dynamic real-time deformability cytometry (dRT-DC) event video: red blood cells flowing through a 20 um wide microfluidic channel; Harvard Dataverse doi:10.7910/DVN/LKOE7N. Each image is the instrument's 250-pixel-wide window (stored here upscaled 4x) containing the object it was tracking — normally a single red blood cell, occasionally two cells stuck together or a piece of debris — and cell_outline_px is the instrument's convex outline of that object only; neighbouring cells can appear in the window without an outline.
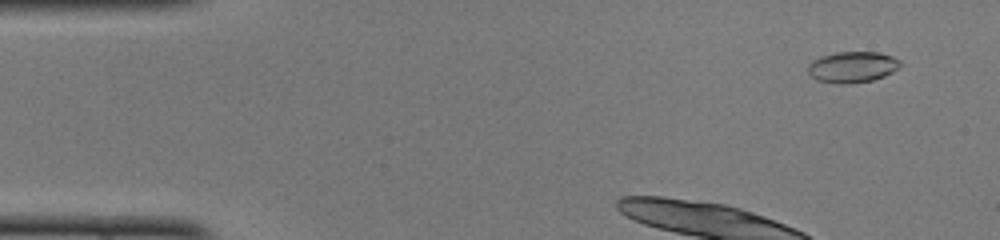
{"species": "common noctule bat (a hibernating species)", "species_latin": "Nyctalus noctula", "temperature_condition": "cold", "stored_images_in_passage": 19, "camera_frame_rate_fps": 3000, "um_per_image_px": 0.085, "animal": {"sex": "female", "body_mass_g": 22.0, "forearm_length_mm": 56.7}, "frame": {"image": 1, "passage_image": 4, "time_ms": 1.0, "image_size_px": [1000, 240], "cell_outline_px": [[900, 68], [884, 76], [872, 80], [852, 84], [836, 84], [816, 80], [808, 72], [808, 64], [812, 60], [820, 56], [836, 52], [880, 52], [892, 56], [900, 60]], "centroid_in_image_um": [72.44, 5.7], "position_along_channel_um": 12.6, "area_um2": 16.94}}